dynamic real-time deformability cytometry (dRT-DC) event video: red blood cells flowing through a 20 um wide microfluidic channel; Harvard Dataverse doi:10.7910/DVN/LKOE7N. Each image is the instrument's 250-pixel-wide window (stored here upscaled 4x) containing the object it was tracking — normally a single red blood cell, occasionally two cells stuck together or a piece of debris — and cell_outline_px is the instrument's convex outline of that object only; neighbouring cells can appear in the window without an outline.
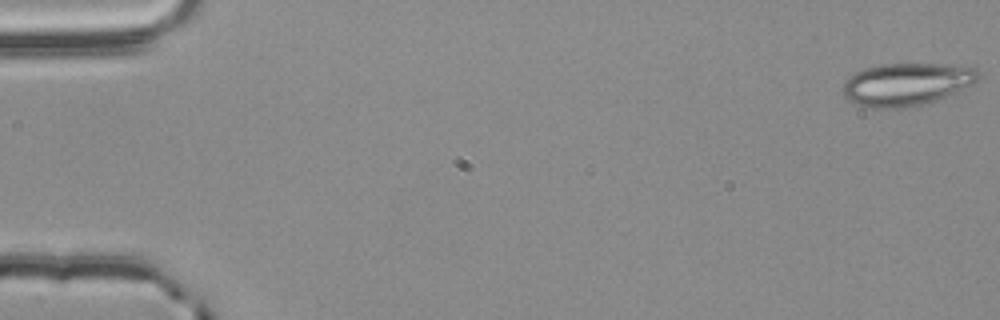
{"species": "common noctule bat (a hibernating species)", "species_latin": "Nyctalus noctula", "temperature_condition": "room temperature", "stored_images_in_passage": 12, "camera_frame_rate_fps": 3000, "um_per_image_px": 0.085, "animal": {"sex": "male", "body_mass_g": 20.4}, "frame": {"image": 1, "passage_image": 1, "time_ms": 0.0, "image_size_px": [1000, 320], "cell_outline_px": [[980, 76], [976, 80], [936, 100], [916, 108], [864, 108], [848, 100], [844, 96], [844, 80], [848, 76], [864, 68], [884, 64], [968, 64], [976, 68], [980, 72]], "centroid_in_image_um": [77.03, 7.16], "position_along_channel_um": 8.0, "area_um2": 33.93}}